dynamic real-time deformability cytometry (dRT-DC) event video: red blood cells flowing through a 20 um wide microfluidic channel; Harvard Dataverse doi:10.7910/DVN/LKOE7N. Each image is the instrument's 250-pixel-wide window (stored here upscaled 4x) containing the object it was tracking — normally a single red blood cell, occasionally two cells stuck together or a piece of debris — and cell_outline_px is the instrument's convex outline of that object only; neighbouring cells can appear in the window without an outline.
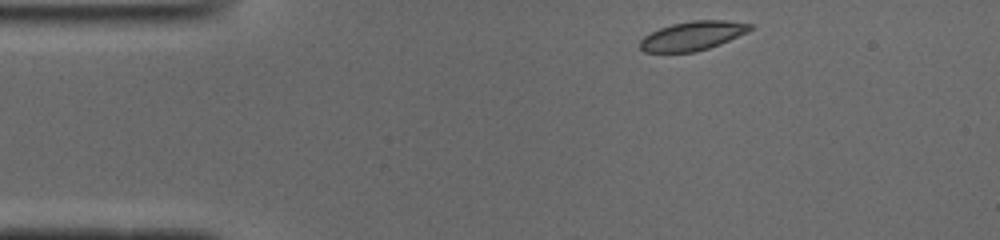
{"species": "common noctule bat (a hibernating species)", "species_latin": "Nyctalus noctula", "temperature_condition": "cold", "stored_images_in_passage": 44, "camera_frame_rate_fps": 3000, "um_per_image_px": 0.085, "animal": {"sex": "male", "body_mass_g": 19.0, "forearm_length_mm": 50.8}, "frame": {"image": 1, "passage_image": 1, "time_ms": 0.0, "image_size_px": [1000, 240], "cell_outline_px": [[752, 28], [748, 32], [720, 44], [696, 52], [644, 52], [640, 48], [640, 40], [644, 36], [660, 28], [672, 24], [692, 20], [724, 20], [752, 24]], "centroid_in_image_um": [58.87, 3.04], "position_along_channel_um": 26.1, "area_um2": 18.55}}
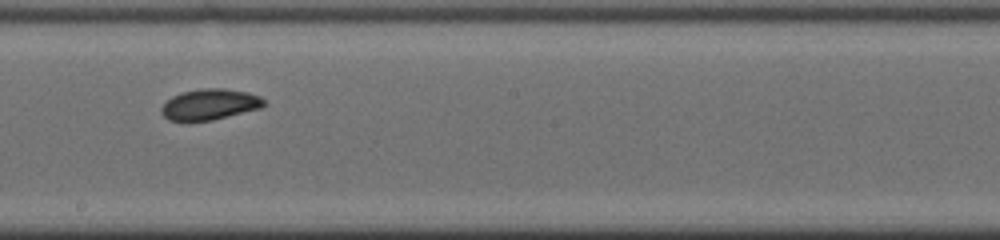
{"frame": {"image": 2, "passage_image": 21, "time_ms": 6.667, "image_size_px": [1000, 240], "cell_outline_px": [[268, 104], [260, 108], [212, 120], [168, 120], [160, 112], [160, 108], [172, 96], [184, 92], [200, 88], [224, 88], [248, 92], [260, 96]], "centroid_in_image_um": [17.85, 8.86], "position_along_channel_um": 230.3, "area_um2": 18.32}}
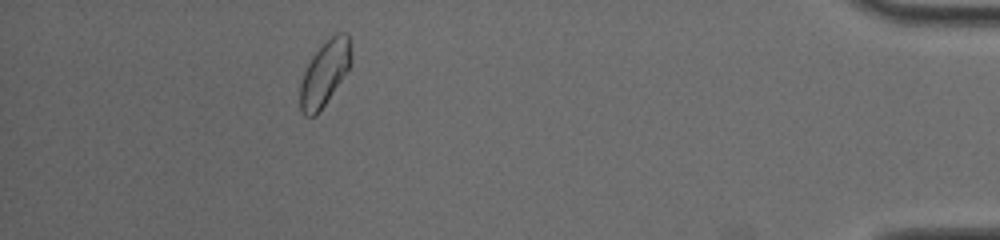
{"frame": {"image": 3, "passage_image": 39, "time_ms": 12.667, "image_size_px": [1000, 240], "cell_outline_px": [[352, 64], [316, 116], [304, 116], [300, 112], [300, 84], [304, 72], [312, 56], [336, 32], [348, 32], [352, 60]], "centroid_in_image_um": [27.6, 6.23], "position_along_channel_um": 407.6, "area_um2": 19.07}, "authors_computed_cell_mechanics": {"area_um2": 19.0451, "velocity_mm_per_s": 3.903, "shape_relaxation_time_tau1_ms": 1.767, "shape_relaxation_time_tau2_ms": 4.0784, "deformation_change_tau1": 0.0686, "deformation_change_tau2": 0.0601}}